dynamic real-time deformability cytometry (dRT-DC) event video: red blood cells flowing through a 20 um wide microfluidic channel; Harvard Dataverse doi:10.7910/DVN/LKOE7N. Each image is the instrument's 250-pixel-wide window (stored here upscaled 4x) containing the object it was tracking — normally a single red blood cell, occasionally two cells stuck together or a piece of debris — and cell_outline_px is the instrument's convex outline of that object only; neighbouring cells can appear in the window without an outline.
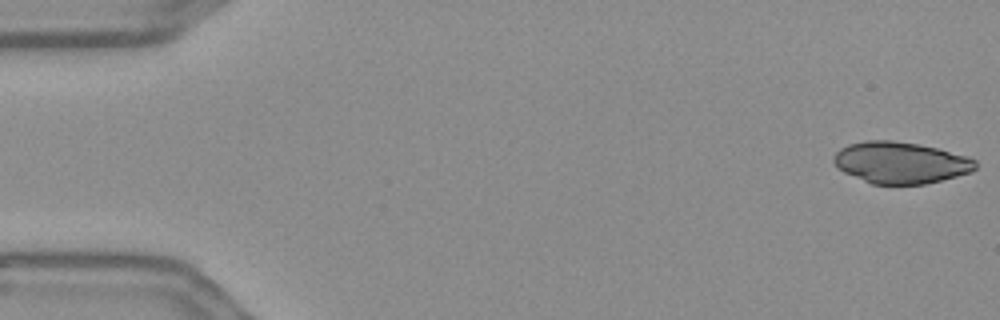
{"species": "Egyptian fruit bat (a non-hibernating species)", "species_latin": "Rousettus aegyptiacus", "temperature_condition": "warm", "stored_images_in_passage": 4, "camera_frame_rate_fps": 3000, "um_per_image_px": 0.085, "frame": {"image": 1, "passage_image": 1, "time_ms": 0.0, "image_size_px": [1000, 320], "cell_outline_px": [[976, 168], [972, 172], [924, 184], [872, 184], [844, 172], [836, 168], [832, 160], [832, 156], [840, 148], [848, 144], [864, 140], [892, 140], [916, 144], [936, 148], [964, 156], [976, 160]], "centroid_in_image_um": [76.49, 13.82], "position_along_channel_um": 8.5, "area_um2": 34.22}}